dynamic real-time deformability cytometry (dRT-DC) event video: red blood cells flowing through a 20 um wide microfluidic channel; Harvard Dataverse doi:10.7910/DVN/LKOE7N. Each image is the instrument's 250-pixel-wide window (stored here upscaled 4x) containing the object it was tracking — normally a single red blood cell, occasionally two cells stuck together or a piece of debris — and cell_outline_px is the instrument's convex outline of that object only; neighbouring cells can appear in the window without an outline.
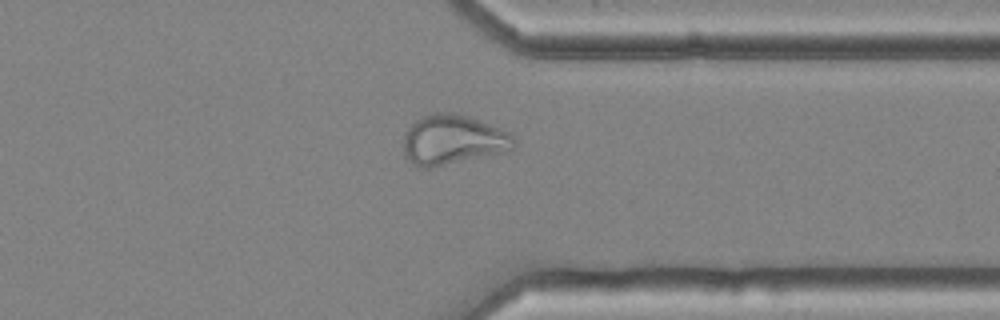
{"species": "common noctule bat (a hibernating species)", "species_latin": "Nyctalus noctula", "temperature_condition": "cold", "stored_images_in_passage": 40, "camera_frame_rate_fps": 3000, "um_per_image_px": 0.085, "animal": {"sex": "female", "body_mass_g": 25.1}, "frame": {"image": 1, "passage_image": 34, "time_ms": 11.0, "image_size_px": [1000, 320], "cell_outline_px": [[516, 144], [512, 148], [432, 168], [420, 168], [412, 164], [404, 156], [404, 132], [416, 120], [432, 112], [456, 112], [500, 128], [508, 132], [516, 140]], "centroid_in_image_um": [38.42, 11.87], "position_along_channel_um": 373.0, "area_um2": 31.67}}